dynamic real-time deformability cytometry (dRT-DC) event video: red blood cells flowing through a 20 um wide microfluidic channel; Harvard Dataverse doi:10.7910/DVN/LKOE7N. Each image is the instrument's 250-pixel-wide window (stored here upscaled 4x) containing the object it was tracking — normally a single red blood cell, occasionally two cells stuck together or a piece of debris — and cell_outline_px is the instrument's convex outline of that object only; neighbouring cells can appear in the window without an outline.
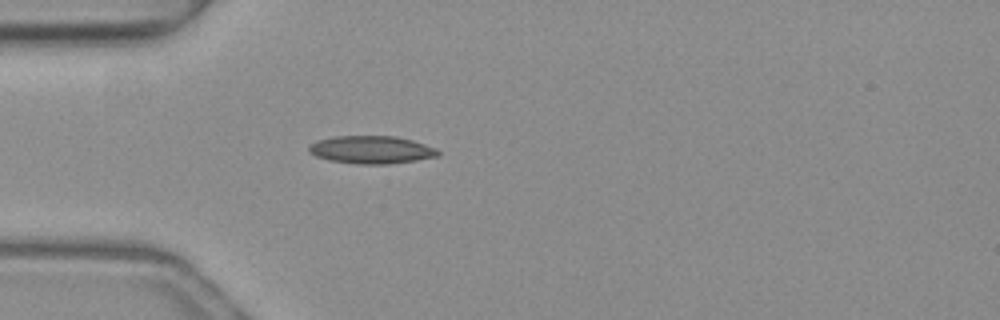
{"species": "common noctule bat (a hibernating species)", "species_latin": "Nyctalus noctula", "temperature_condition": "warm", "stored_images_in_passage": 30, "camera_frame_rate_fps": 3000, "um_per_image_px": 0.085, "animal": {"sex": "female", "body_mass_g": 19.3, "forearm_length_mm": 54.1}, "frame": {"image": 1, "passage_image": 1, "time_ms": 0.0, "image_size_px": [1000, 320], "cell_outline_px": [[440, 156], [416, 160], [388, 164], [356, 164], [328, 160], [316, 156], [308, 152], [308, 148], [316, 140], [332, 136], [396, 136], [412, 140], [436, 148], [440, 152]], "centroid_in_image_um": [31.56, 12.73], "position_along_channel_um": 53.4, "area_um2": 21.04}}
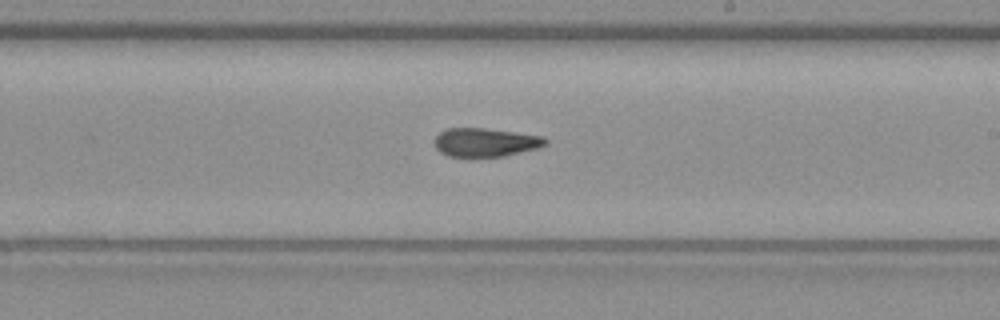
{"frame": {"image": 2, "passage_image": 16, "time_ms": 5.0, "image_size_px": [1000, 320], "cell_outline_px": [[548, 144], [540, 148], [504, 156], [448, 156], [440, 152], [436, 148], [436, 136], [440, 132], [448, 128], [484, 128], [516, 132], [544, 136], [548, 140]], "centroid_in_image_um": [41.33, 12.09], "position_along_channel_um": 247.7, "area_um2": 18.5}}
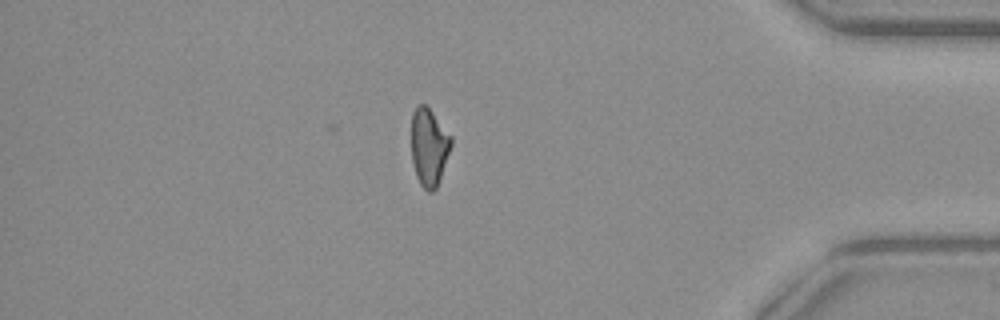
{"frame": {"image": 3, "passage_image": 30, "time_ms": 9.667, "image_size_px": [1000, 320], "cell_outline_px": [[452, 144], [436, 188], [432, 192], [428, 192], [420, 184], [416, 176], [412, 160], [412, 112], [420, 104], [424, 104], [432, 112], [452, 136]], "centroid_in_image_um": [36.46, 12.5], "position_along_channel_um": 398.7, "area_um2": 17.74}, "authors_computed_cell_mechanics": {"area_um2": 18.6694, "velocity_mm_per_s": 4.0418, "shape_relaxation_time_tau1_ms": null, "shape_relaxation_time_tau2_ms": 6.2311, "deformation_change_tau1": null, "deformation_change_tau2": 0.1651}}